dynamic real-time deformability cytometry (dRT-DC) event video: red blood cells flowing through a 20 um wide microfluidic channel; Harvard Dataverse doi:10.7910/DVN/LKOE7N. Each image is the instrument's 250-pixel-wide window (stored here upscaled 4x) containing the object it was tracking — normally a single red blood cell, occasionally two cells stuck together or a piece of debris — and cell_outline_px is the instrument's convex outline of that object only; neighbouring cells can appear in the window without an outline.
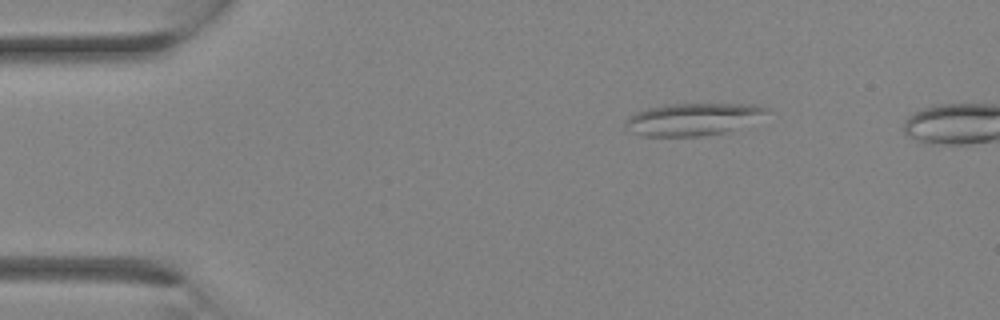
{"species": "Egyptian fruit bat (a non-hibernating species)", "species_latin": "Rousettus aegyptiacus", "temperature_condition": "room temperature", "stored_images_in_passage": 7, "camera_frame_rate_fps": 3000, "um_per_image_px": 0.085, "animal": {"sex": "female"}, "frame": {"image": 1, "passage_image": 1, "time_ms": 0.0, "image_size_px": [1000, 320], "cell_outline_px": [[768, 112], [724, 132], [700, 136], [644, 136], [632, 132], [624, 128], [624, 120], [628, 116], [636, 112], [648, 108], [668, 104], [756, 104], [768, 108]], "centroid_in_image_um": [58.75, 10.12], "position_along_channel_um": 26.2, "area_um2": 26.01}}
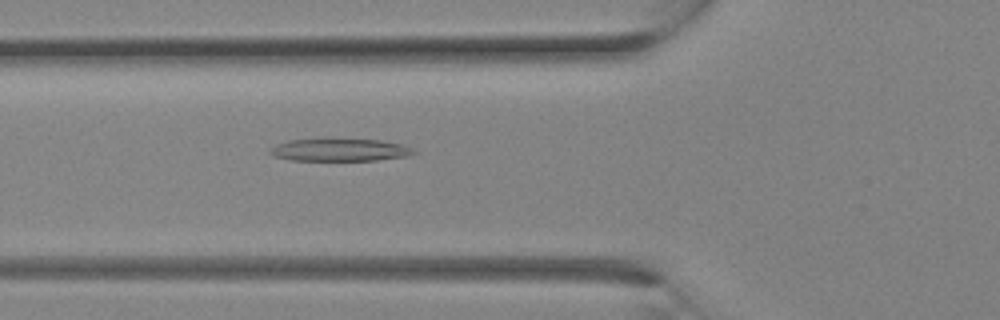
{"frame": {"image": 2, "passage_image": 7, "time_ms": 2.0, "image_size_px": [1000, 320], "cell_outline_px": [[416, 152], [408, 156], [376, 160], [288, 160], [272, 156], [268, 152], [268, 148], [276, 144], [288, 140], [320, 136], [324, 136], [380, 140], [400, 144], [412, 148]], "centroid_in_image_um": [28.76, 12.69], "position_along_channel_um": 97.0, "area_um2": 19.94}}